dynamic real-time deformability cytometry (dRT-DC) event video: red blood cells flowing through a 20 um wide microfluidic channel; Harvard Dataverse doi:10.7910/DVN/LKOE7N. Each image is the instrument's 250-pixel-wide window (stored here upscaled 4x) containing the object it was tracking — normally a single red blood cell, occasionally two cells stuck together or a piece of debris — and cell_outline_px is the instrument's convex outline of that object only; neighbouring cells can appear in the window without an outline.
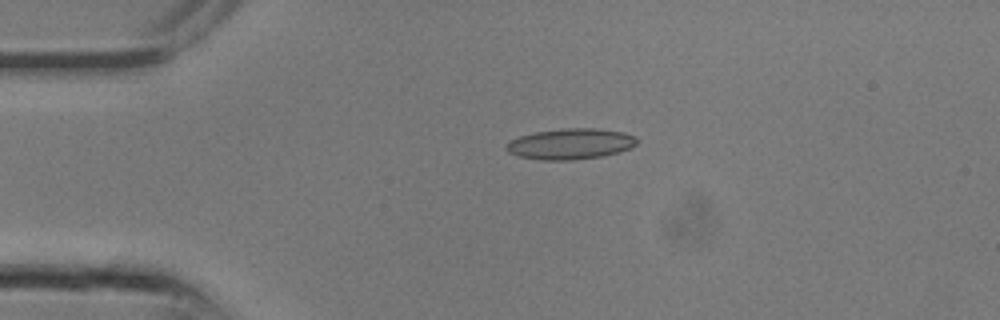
{"species": "common noctule bat (a hibernating species)", "species_latin": "Nyctalus noctula", "temperature_condition": "room temperature", "stored_images_in_passage": 13, "camera_frame_rate_fps": 3000, "um_per_image_px": 0.085, "animal": {"sex": "male", "body_mass_g": 13.3}, "frame": {"image": 1, "passage_image": 6, "time_ms": 1.667, "image_size_px": [1000, 320], "cell_outline_px": [[640, 140], [636, 144], [620, 152], [604, 156], [572, 160], [540, 160], [520, 156], [508, 152], [504, 148], [512, 140], [520, 136], [536, 132], [564, 128], [596, 128], [624, 132], [636, 136]], "centroid_in_image_um": [48.54, 12.23], "position_along_channel_um": 36.5, "area_um2": 23.47}}
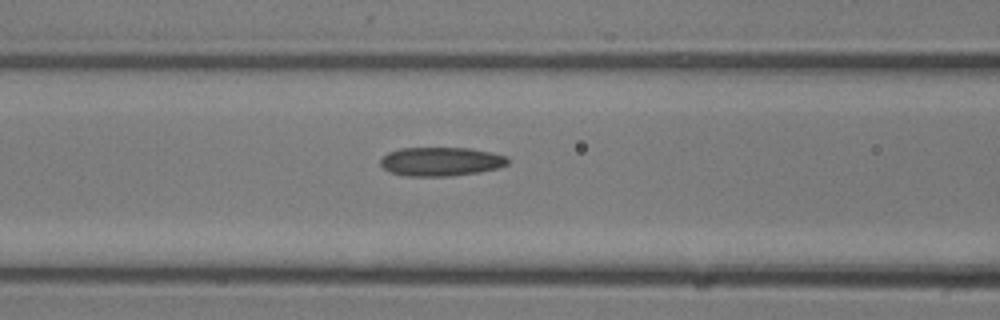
{"frame": {"image": 2, "passage_image": 11, "time_ms": 3.333, "image_size_px": [1000, 320], "cell_outline_px": [[508, 164], [496, 168], [480, 172], [452, 176], [404, 176], [388, 172], [380, 164], [380, 160], [388, 152], [400, 148], [468, 148], [492, 152], [508, 156]], "centroid_in_image_um": [37.47, 13.73], "position_along_channel_um": 129.1, "area_um2": 21.56}}
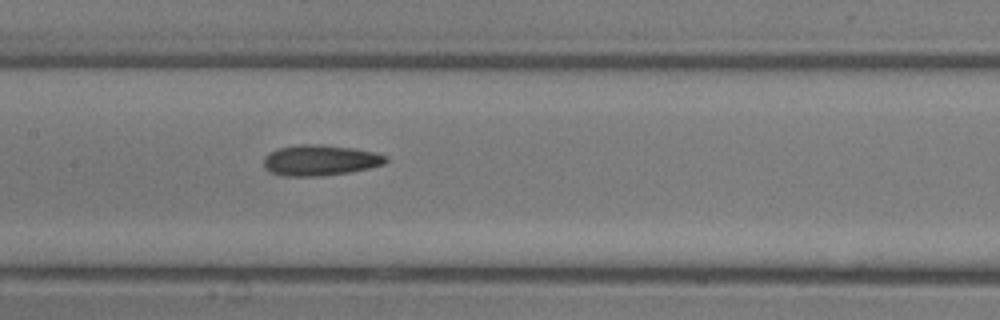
{"frame": {"image": 3, "passage_image": 13, "time_ms": 4.0, "image_size_px": [1000, 320], "cell_outline_px": [[388, 160], [384, 164], [368, 168], [348, 172], [320, 176], [284, 176], [268, 172], [264, 168], [264, 156], [268, 152], [280, 148], [300, 144], [320, 144], [352, 148], [376, 152], [388, 156]], "centroid_in_image_um": [27.19, 13.62], "position_along_channel_um": 180.2, "area_um2": 21.96}}